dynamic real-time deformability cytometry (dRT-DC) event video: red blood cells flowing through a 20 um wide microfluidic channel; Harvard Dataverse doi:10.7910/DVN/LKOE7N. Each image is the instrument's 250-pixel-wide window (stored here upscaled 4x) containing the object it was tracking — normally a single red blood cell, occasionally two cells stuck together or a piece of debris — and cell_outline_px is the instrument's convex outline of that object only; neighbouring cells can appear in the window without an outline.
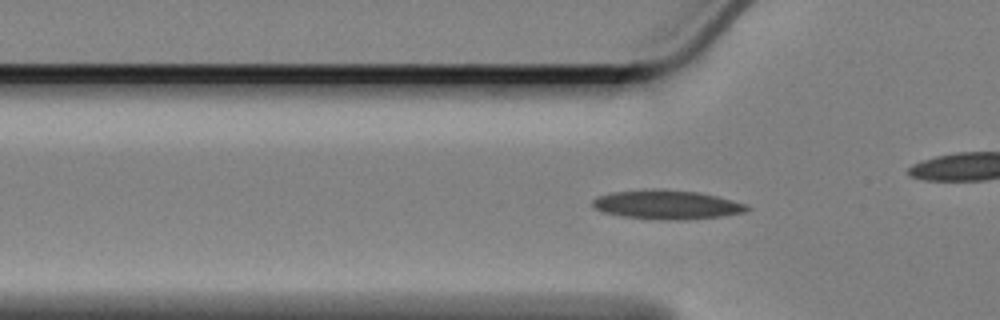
{"species": "Egyptian fruit bat (a non-hibernating species)", "species_latin": "Rousettus aegyptiacus", "temperature_condition": "cold", "stored_images_in_passage": 53, "camera_frame_rate_fps": 3000, "um_per_image_px": 0.085, "animal": {"sex": "female"}, "frame": {"image": 1, "passage_image": 11, "time_ms": 3.333, "image_size_px": [1000, 320], "cell_outline_px": [[752, 208], [744, 212], [720, 216], [688, 220], [656, 220], [624, 216], [604, 212], [596, 208], [592, 204], [592, 200], [596, 196], [612, 192], [652, 188], [696, 192], [716, 196], [748, 204]], "centroid_in_image_um": [56.68, 17.4], "position_along_channel_um": 69.1, "area_um2": 26.24}}
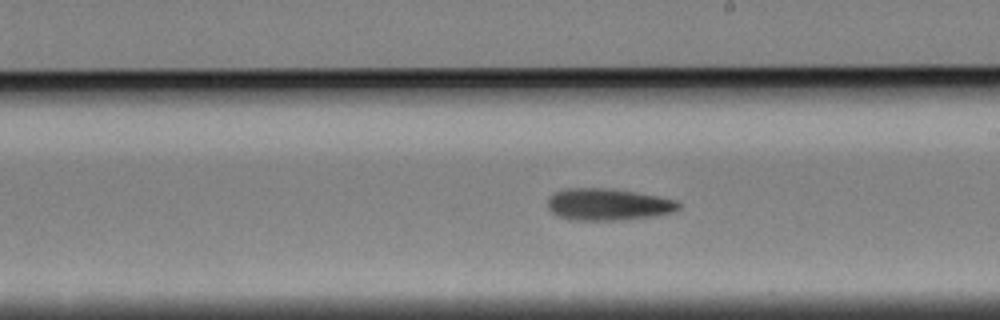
{"frame": {"image": 2, "passage_image": 26, "time_ms": 8.333, "image_size_px": [1000, 320], "cell_outline_px": [[680, 208], [672, 212], [652, 216], [620, 220], [568, 220], [556, 216], [548, 208], [548, 196], [552, 192], [564, 188], [612, 188], [636, 192], [680, 200]], "centroid_in_image_um": [51.65, 17.37], "position_along_channel_um": 237.4, "area_um2": 24.74}}
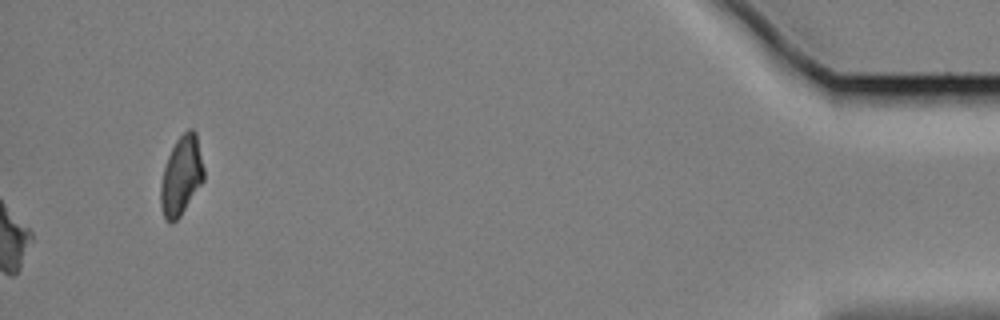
{"frame": {"image": 3, "passage_image": 53, "time_ms": 17.333, "image_size_px": [1000, 320], "cell_outline_px": [[204, 180], [180, 216], [176, 220], [168, 220], [164, 216], [160, 204], [160, 184], [164, 168], [168, 156], [176, 140], [188, 128], [192, 128], [196, 132], [204, 168]], "centroid_in_image_um": [15.42, 14.9], "position_along_channel_um": 419.8, "area_um2": 19.65}, "authors_computed_cell_mechanics": {"area_um2": 23.8136, "velocity_mm_per_s": 3.3465, "shape_relaxation_time_tau1_ms": 8.2856, "shape_relaxation_time_tau2_ms": 11.2217, "deformation_change_tau1": 0.1329, "deformation_change_tau2": 0.2128}}